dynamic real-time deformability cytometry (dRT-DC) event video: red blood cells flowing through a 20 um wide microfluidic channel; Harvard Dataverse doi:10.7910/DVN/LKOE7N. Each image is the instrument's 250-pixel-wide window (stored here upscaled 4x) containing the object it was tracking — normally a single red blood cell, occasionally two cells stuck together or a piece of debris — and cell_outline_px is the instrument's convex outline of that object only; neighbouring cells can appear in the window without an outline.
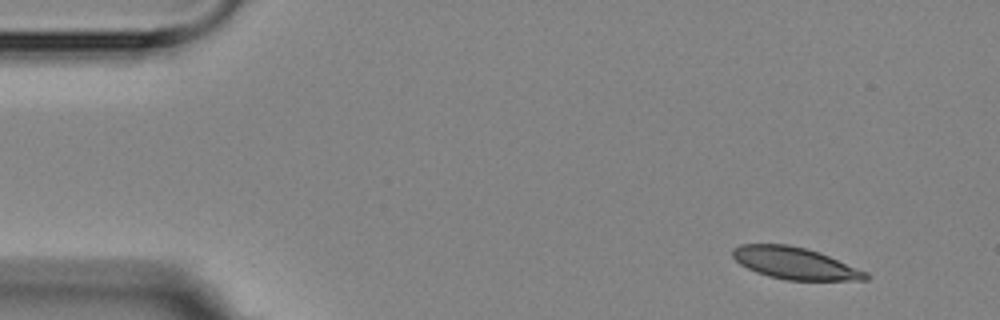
{"species": "Egyptian fruit bat (a non-hibernating species)", "species_latin": "Rousettus aegyptiacus", "temperature_condition": "room temperature", "stored_images_in_passage": 5, "camera_frame_rate_fps": 3000, "um_per_image_px": 0.085, "animal": {"sex": "female"}, "frame": {"image": 1, "passage_image": 1, "time_ms": 0.0, "image_size_px": [1000, 320], "cell_outline_px": [[868, 280], [784, 280], [768, 276], [756, 272], [740, 264], [732, 256], [732, 248], [740, 244], [788, 244], [804, 248], [828, 256], [864, 272], [868, 276]], "centroid_in_image_um": [67.47, 22.37], "position_along_channel_um": 17.5, "area_um2": 24.28}}
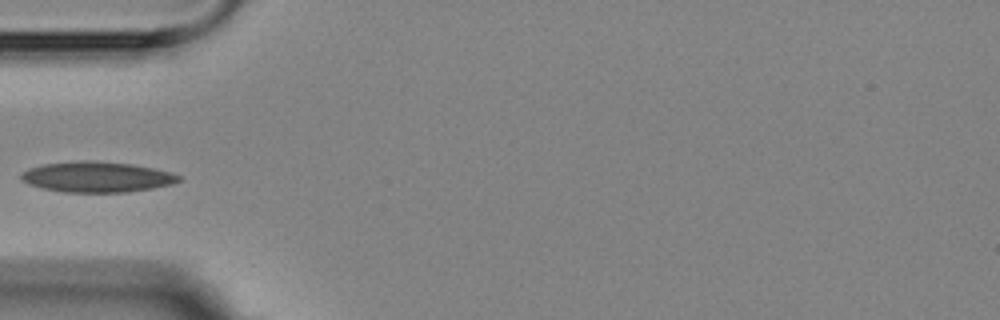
{"frame": {"image": 2, "passage_image": 4, "time_ms": 4.333, "image_size_px": [1000, 320], "cell_outline_px": [[180, 180], [172, 184], [152, 188], [128, 192], [64, 192], [44, 188], [28, 184], [20, 176], [28, 168], [44, 164], [80, 160], [88, 160], [132, 164], [152, 168], [168, 172], [180, 176]], "centroid_in_image_um": [8.23, 15.04], "position_along_channel_um": 76.8, "area_um2": 27.74}}
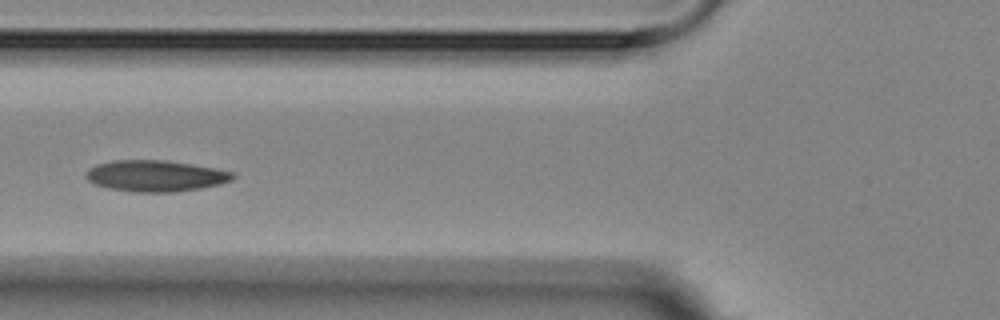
{"frame": {"image": 3, "passage_image": 5, "time_ms": 5.333, "image_size_px": [1000, 320], "cell_outline_px": [[236, 176], [232, 180], [220, 184], [200, 188], [176, 192], [132, 192], [108, 188], [96, 184], [88, 180], [84, 176], [96, 164], [112, 160], [164, 160], [192, 164], [216, 168], [232, 172]], "centroid_in_image_um": [13.24, 14.95], "position_along_channel_um": 112.6, "area_um2": 26.7}}